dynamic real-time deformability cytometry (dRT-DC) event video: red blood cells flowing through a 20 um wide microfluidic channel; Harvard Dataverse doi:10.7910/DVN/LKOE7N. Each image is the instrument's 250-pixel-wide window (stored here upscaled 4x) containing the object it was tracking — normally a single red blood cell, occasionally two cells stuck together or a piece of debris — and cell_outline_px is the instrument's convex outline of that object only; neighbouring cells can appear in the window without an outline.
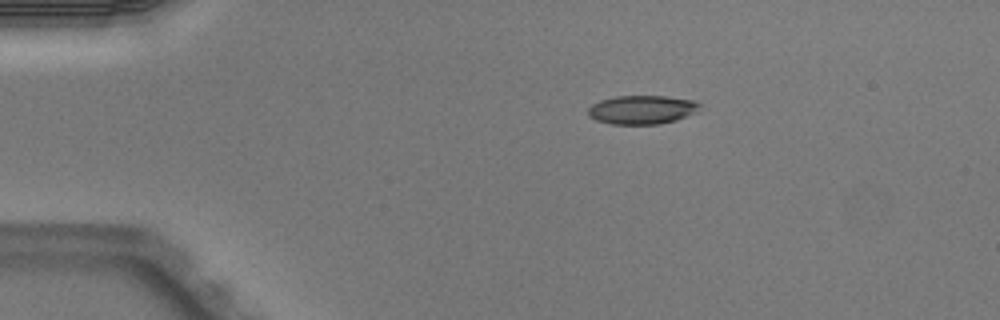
{"species": "Egyptian fruit bat (a non-hibernating species)", "species_latin": "Rousettus aegyptiacus", "temperature_condition": "warm", "stored_images_in_passage": 3, "camera_frame_rate_fps": 3000, "um_per_image_px": 0.085, "animal": {"sex": "male"}, "frame": {"image": 1, "passage_image": 1, "time_ms": 0.0, "image_size_px": [1000, 320], "cell_outline_px": [[704, 104], [700, 112], [676, 120], [660, 124], [612, 124], [596, 120], [588, 116], [588, 108], [592, 104], [600, 100], [616, 96], [664, 96], [692, 100]], "centroid_in_image_um": [54.63, 9.32], "position_along_channel_um": 30.4, "area_um2": 19.02}}
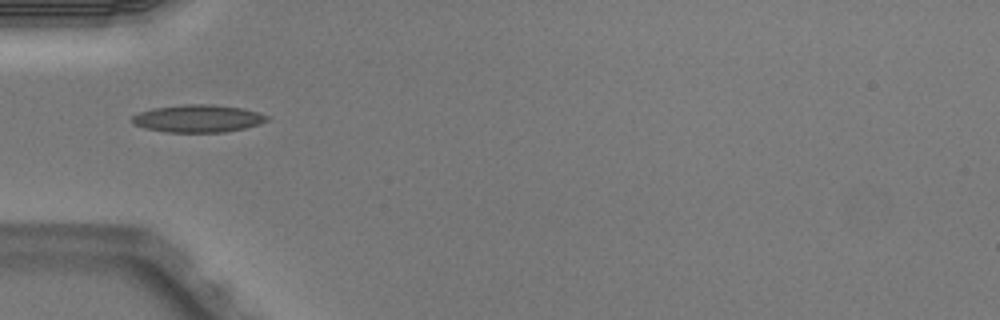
{"frame": {"image": 2, "passage_image": 3, "time_ms": 0.667, "image_size_px": [1000, 320], "cell_outline_px": [[272, 116], [268, 120], [260, 124], [244, 128], [224, 132], [168, 132], [144, 128], [136, 124], [132, 120], [132, 116], [140, 112], [156, 108], [184, 104], [212, 104], [244, 108], [260, 112]], "centroid_in_image_um": [16.92, 10.07], "position_along_channel_um": 68.1, "area_um2": 21.68}}